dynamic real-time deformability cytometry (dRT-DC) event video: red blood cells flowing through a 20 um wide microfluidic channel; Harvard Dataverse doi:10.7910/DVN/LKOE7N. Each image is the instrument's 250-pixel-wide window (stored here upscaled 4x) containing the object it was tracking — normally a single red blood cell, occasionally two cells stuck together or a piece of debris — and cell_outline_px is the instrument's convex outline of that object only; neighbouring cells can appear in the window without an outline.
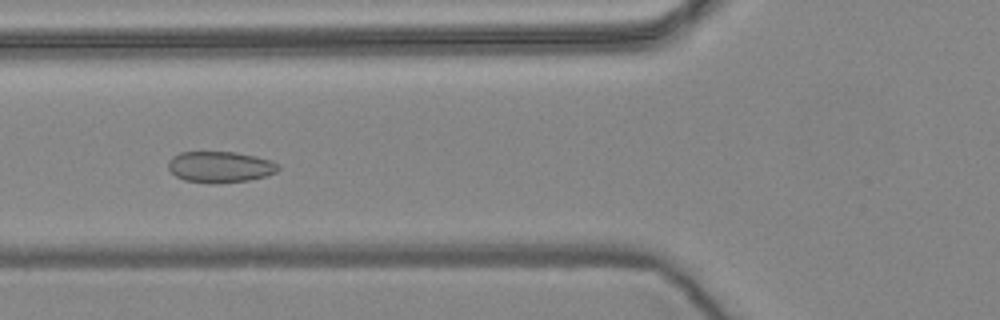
{"species": "common noctule bat (a hibernating species)", "species_latin": "Nyctalus noctula", "temperature_condition": "warm", "stored_images_in_passage": 56, "camera_frame_rate_fps": 3000, "um_per_image_px": 0.085, "animal": {"sex": "female", "body_mass_g": 24.6, "forearm_length_mm": 56.2}, "frame": {"image": 1, "passage_image": 21, "time_ms": 6.667, "image_size_px": [1000, 320], "cell_outline_px": [[280, 168], [276, 172], [268, 176], [248, 180], [212, 184], [184, 180], [176, 176], [168, 168], [168, 160], [172, 156], [180, 152], [236, 152], [256, 156], [272, 160], [280, 164]], "centroid_in_image_um": [18.73, 14.19], "position_along_channel_um": 107.1, "area_um2": 20.23}}
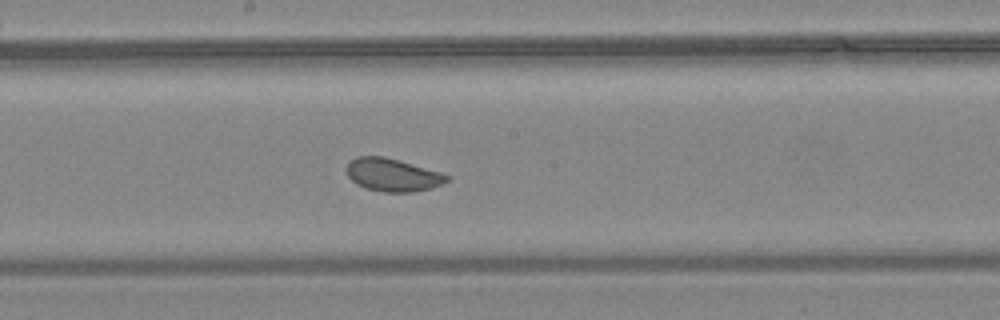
{"frame": {"image": 2, "passage_image": 30, "time_ms": 9.667, "image_size_px": [1000, 320], "cell_outline_px": [[448, 180], [432, 188], [412, 192], [384, 192], [364, 188], [356, 184], [348, 176], [348, 164], [356, 156], [384, 156], [440, 172], [448, 176]], "centroid_in_image_um": [33.35, 14.87], "position_along_channel_um": 214.9, "area_um2": 18.96}}
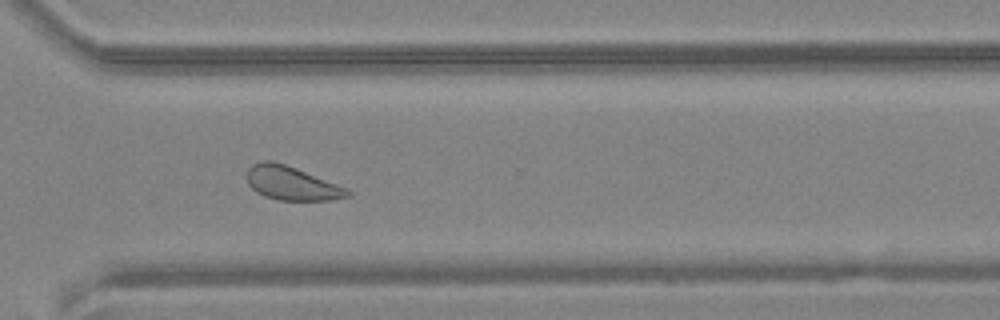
{"frame": {"image": 3, "passage_image": 41, "time_ms": 13.333, "image_size_px": [1000, 320], "cell_outline_px": [[352, 192], [348, 196], [332, 200], [276, 200], [264, 196], [256, 192], [248, 184], [248, 168], [252, 164], [264, 160], [272, 160], [296, 168], [348, 188]], "centroid_in_image_um": [24.79, 15.58], "position_along_channel_um": 345.8, "area_um2": 19.77}, "authors_computed_cell_mechanics": {"area_um2": 21.0681, "velocity_mm_per_s": 3.5856, "shape_relaxation_time_tau1_ms": 2.8377, "shape_relaxation_time_tau2_ms": null, "deformation_change_tau1": 0.0475, "deformation_change_tau2": null}}